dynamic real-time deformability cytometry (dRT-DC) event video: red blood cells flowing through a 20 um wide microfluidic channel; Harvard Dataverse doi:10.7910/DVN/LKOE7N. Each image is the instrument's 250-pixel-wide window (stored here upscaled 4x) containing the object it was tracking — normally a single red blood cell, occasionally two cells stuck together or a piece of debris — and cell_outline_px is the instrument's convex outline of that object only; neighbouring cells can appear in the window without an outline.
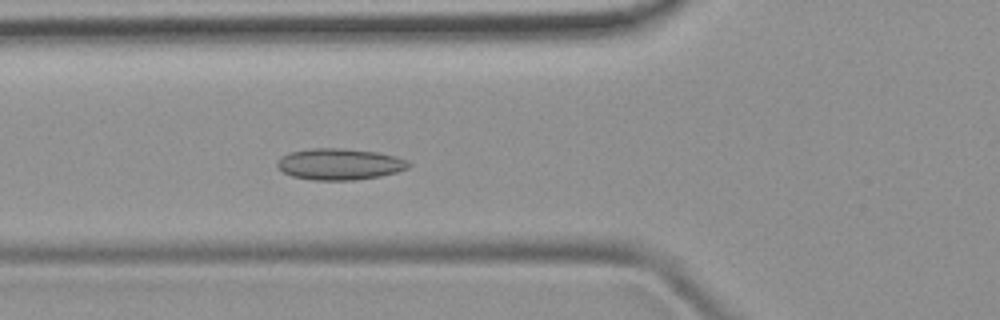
{"species": "common noctule bat (a hibernating species)", "species_latin": "Nyctalus noctula", "temperature_condition": "room temperature", "stored_images_in_passage": 49, "camera_frame_rate_fps": 3000, "um_per_image_px": 0.085, "animal": {"sex": "female", "body_mass_g": 19.9}, "frame": {"image": 1, "passage_image": 18, "time_ms": 5.667, "image_size_px": [1000, 320], "cell_outline_px": [[412, 164], [408, 168], [396, 172], [380, 176], [356, 180], [312, 180], [292, 176], [276, 168], [276, 164], [280, 156], [292, 152], [312, 148], [344, 148], [376, 152], [396, 156], [408, 160]], "centroid_in_image_um": [28.87, 13.95], "position_along_channel_um": 96.9, "area_um2": 24.16}}
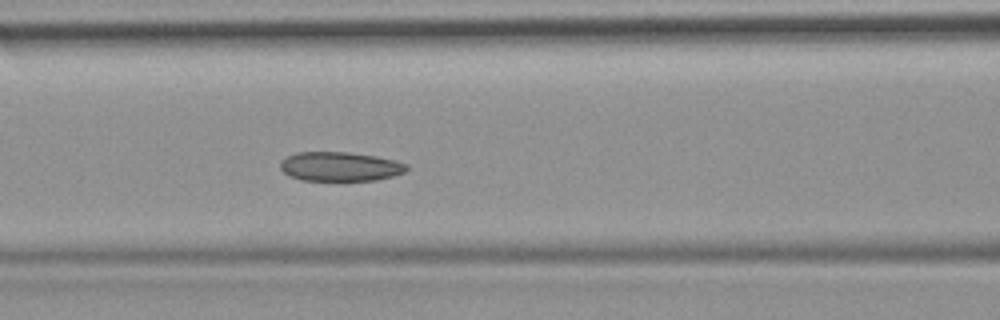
{"frame": {"image": 2, "passage_image": 21, "time_ms": 6.667, "image_size_px": [1000, 320], "cell_outline_px": [[408, 168], [404, 172], [392, 176], [376, 180], [300, 180], [288, 176], [280, 168], [280, 160], [296, 152], [348, 152], [376, 156], [408, 164]], "centroid_in_image_um": [28.86, 14.15], "position_along_channel_um": 137.7, "area_um2": 21.5}}
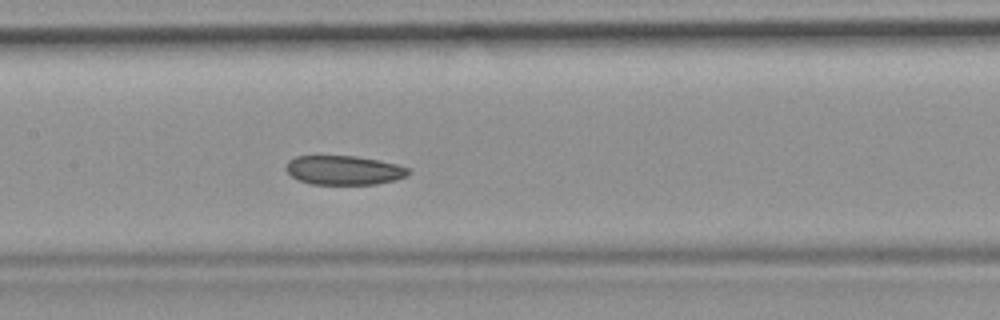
{"frame": {"image": 3, "passage_image": 24, "time_ms": 7.667, "image_size_px": [1000, 320], "cell_outline_px": [[412, 172], [408, 176], [396, 180], [376, 184], [312, 184], [300, 180], [292, 176], [284, 168], [288, 160], [296, 156], [356, 156], [396, 164], [408, 168]], "centroid_in_image_um": [29.25, 14.47], "position_along_channel_um": 178.2, "area_um2": 20.81}}